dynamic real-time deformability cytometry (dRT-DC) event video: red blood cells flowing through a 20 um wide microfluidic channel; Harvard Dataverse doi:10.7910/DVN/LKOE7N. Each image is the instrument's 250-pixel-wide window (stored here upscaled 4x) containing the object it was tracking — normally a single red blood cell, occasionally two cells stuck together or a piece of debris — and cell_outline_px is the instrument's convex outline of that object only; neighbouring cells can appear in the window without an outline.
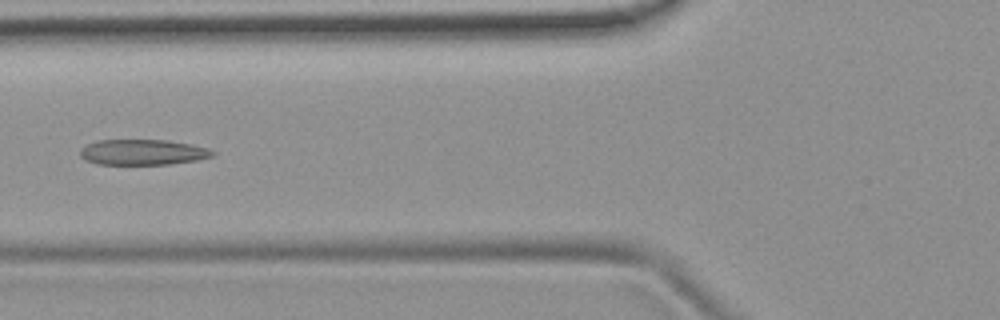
{"species": "common noctule bat (a hibernating species)", "species_latin": "Nyctalus noctula", "temperature_condition": "room temperature", "stored_images_in_passage": 6, "camera_frame_rate_fps": 3000, "um_per_image_px": 0.085, "animal": {"sex": "female", "body_mass_g": 19.9}, "frame": {"image": 1, "passage_image": 5, "time_ms": 4.667, "image_size_px": [1000, 320], "cell_outline_px": [[216, 152], [212, 156], [196, 160], [168, 164], [96, 164], [84, 160], [80, 156], [80, 148], [88, 144], [100, 140], [168, 140], [208, 148]], "centroid_in_image_um": [12.1, 12.94], "position_along_channel_um": 113.7, "area_um2": 19.59}}
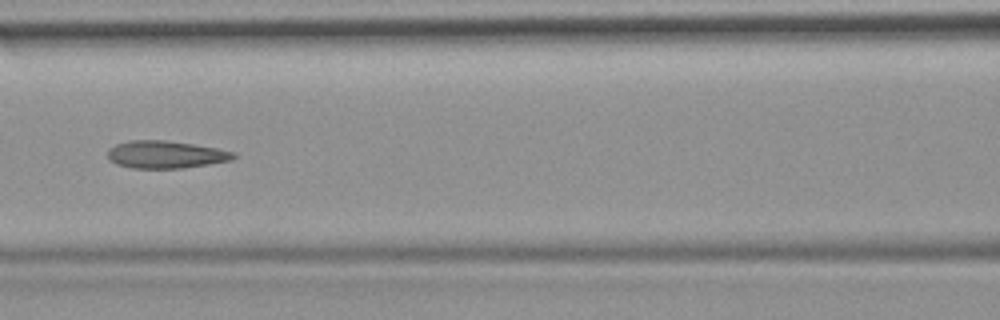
{"frame": {"image": 2, "passage_image": 6, "time_ms": 5.667, "image_size_px": [1000, 320], "cell_outline_px": [[236, 156], [232, 160], [184, 168], [132, 168], [116, 164], [108, 156], [108, 148], [116, 144], [128, 140], [164, 140], [192, 144], [216, 148], [236, 152]], "centroid_in_image_um": [14.08, 13.13], "position_along_channel_um": 152.5, "area_um2": 20.11}}